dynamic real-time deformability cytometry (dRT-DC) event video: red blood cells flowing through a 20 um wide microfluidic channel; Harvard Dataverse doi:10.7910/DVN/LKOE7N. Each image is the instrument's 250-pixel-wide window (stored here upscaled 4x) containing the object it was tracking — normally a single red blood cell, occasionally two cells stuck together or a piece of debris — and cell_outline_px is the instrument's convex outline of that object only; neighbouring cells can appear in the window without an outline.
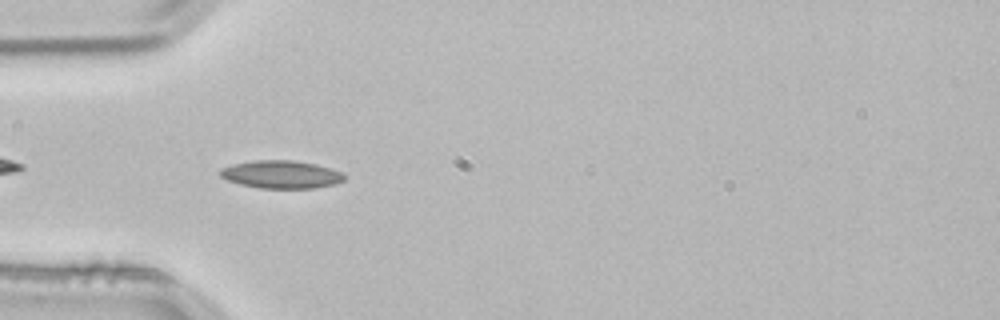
{"species": "common noctule bat (a hibernating species)", "species_latin": "Nyctalus noctula", "temperature_condition": "room temperature", "stored_images_in_passage": 38, "camera_frame_rate_fps": 3000, "um_per_image_px": 0.085, "animal": {"sex": "male", "body_mass_g": 21.5, "forearm_length_mm": 52.0}, "frame": {"image": 1, "passage_image": 1, "time_ms": 0.0, "image_size_px": [1000, 320], "cell_outline_px": [[344, 180], [336, 184], [316, 188], [260, 188], [240, 184], [228, 180], [220, 176], [216, 172], [220, 168], [232, 164], [252, 160], [292, 160], [316, 164], [340, 172], [344, 176]], "centroid_in_image_um": [23.84, 14.82], "position_along_channel_um": 61.2, "area_um2": 20.23}, "authors_computed_cell_mechanics": {"area_um2": 18.0336, "velocity_mm_per_s": 3.8196, "shape_relaxation_time_tau1_ms": null, "shape_relaxation_time_tau2_ms": 3.9311, "deformation_change_tau1": null, "deformation_change_tau2": 0.0739}}